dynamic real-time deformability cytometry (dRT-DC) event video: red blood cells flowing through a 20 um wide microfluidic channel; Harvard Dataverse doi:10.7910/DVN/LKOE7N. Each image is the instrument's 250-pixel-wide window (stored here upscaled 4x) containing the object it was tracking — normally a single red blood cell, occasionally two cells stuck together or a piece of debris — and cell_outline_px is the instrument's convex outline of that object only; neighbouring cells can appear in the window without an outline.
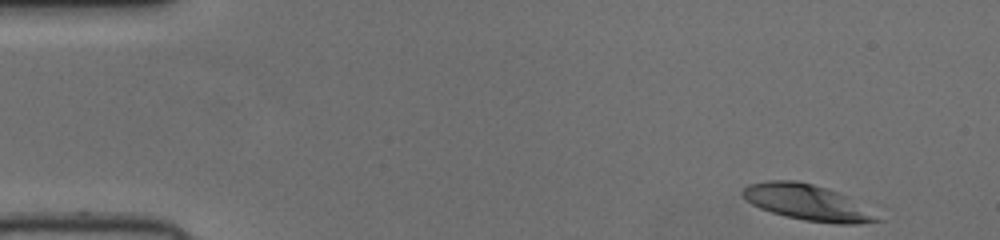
{"species": "human", "species_latin": "Homo sapiens", "temperature_condition": "cold", "stored_images_in_passage": 48, "camera_frame_rate_fps": 3000, "um_per_image_px": 0.085, "donor": {"sex": "female"}, "frame": {"image": 1, "passage_image": 1, "time_ms": 0.0, "image_size_px": [1000, 240], "cell_outline_px": [[884, 220], [856, 224], [836, 224], [804, 220], [784, 216], [760, 208], [752, 204], [740, 192], [748, 184], [768, 180], [796, 180], [828, 188], [840, 192]], "centroid_in_image_um": [68.6, 17.2], "position_along_channel_um": 16.4, "area_um2": 27.86}}
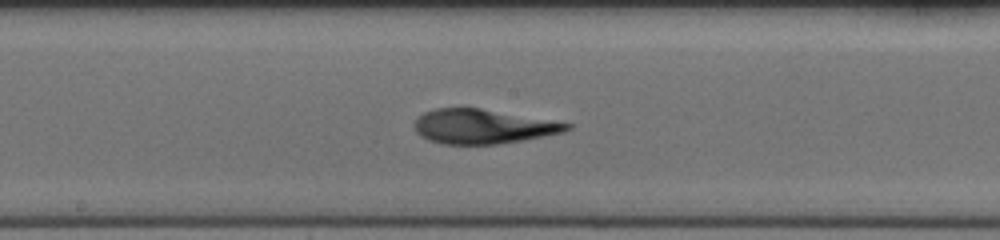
{"frame": {"image": 2, "passage_image": 24, "time_ms": 7.667, "image_size_px": [1000, 240], "cell_outline_px": [[572, 128], [564, 132], [524, 140], [496, 144], [440, 144], [428, 140], [420, 136], [416, 132], [412, 124], [424, 112], [436, 108], [480, 108], [572, 124]], "centroid_in_image_um": [41.0, 10.76], "position_along_channel_um": 207.2, "area_um2": 30.46}}
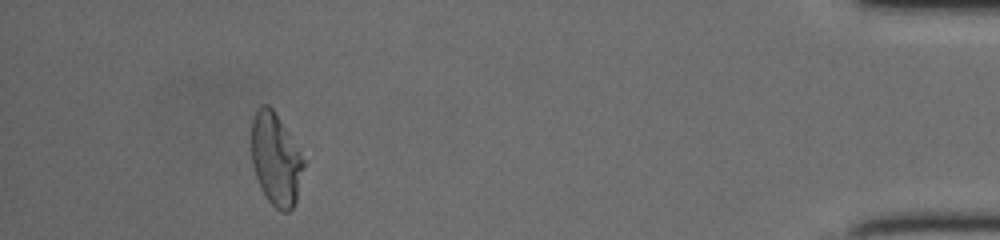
{"frame": {"image": 3, "passage_image": 44, "time_ms": 14.333, "image_size_px": [1000, 240], "cell_outline_px": [[304, 168], [296, 200], [292, 208], [288, 212], [280, 212], [268, 200], [260, 188], [252, 164], [252, 120], [256, 108], [260, 104], [268, 104], [272, 108], [300, 148], [304, 160]], "centroid_in_image_um": [23.45, 13.52], "position_along_channel_um": 411.8, "area_um2": 28.32}}